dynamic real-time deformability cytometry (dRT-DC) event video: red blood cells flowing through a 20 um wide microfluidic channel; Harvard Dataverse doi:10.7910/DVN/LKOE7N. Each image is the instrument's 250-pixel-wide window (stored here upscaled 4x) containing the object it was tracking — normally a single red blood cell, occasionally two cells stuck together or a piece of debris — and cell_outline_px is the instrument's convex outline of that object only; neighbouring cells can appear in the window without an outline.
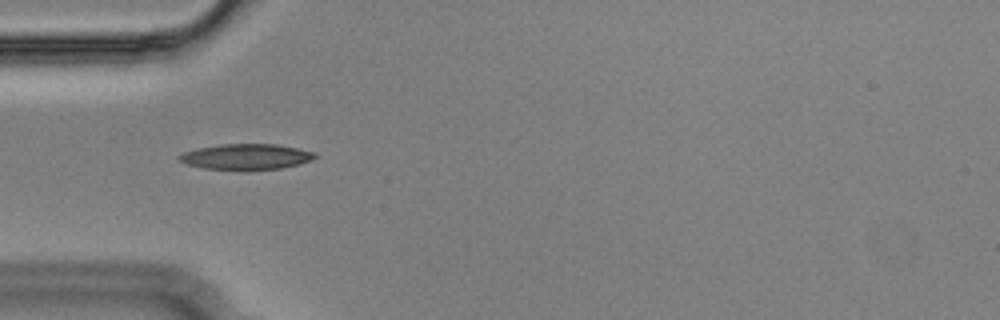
{"species": "Egyptian fruit bat (a non-hibernating species)", "species_latin": "Rousettus aegyptiacus", "temperature_condition": "cold", "stored_images_in_passage": 40, "camera_frame_rate_fps": 3000, "um_per_image_px": 0.085, "animal": {"sex": "male"}, "frame": {"image": 1, "passage_image": 2, "time_ms": 0.333, "image_size_px": [1000, 320], "cell_outline_px": [[316, 156], [312, 160], [300, 164], [280, 168], [204, 168], [188, 164], [180, 160], [176, 156], [184, 152], [200, 148], [220, 144], [276, 144], [316, 152]], "centroid_in_image_um": [20.96, 13.29], "position_along_channel_um": 64.0, "area_um2": 19.59}}
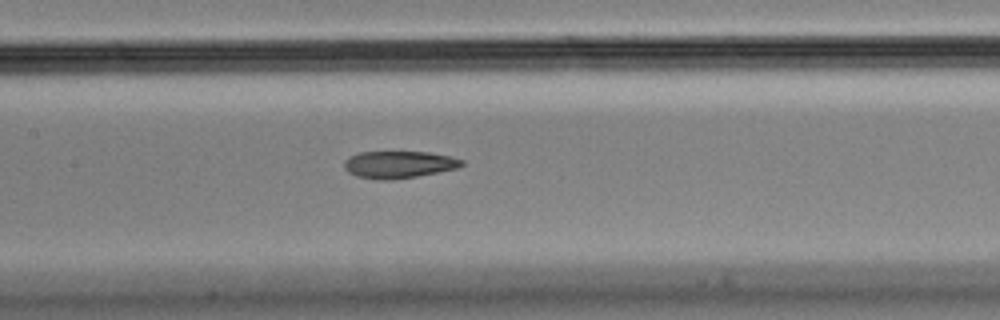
{"frame": {"image": 2, "passage_image": 11, "time_ms": 3.333, "image_size_px": [1000, 320], "cell_outline_px": [[464, 164], [456, 168], [416, 176], [388, 180], [380, 180], [356, 176], [348, 172], [344, 168], [344, 160], [348, 156], [360, 152], [428, 152], [452, 156], [464, 160]], "centroid_in_image_um": [33.87, 13.97], "position_along_channel_um": 173.5, "area_um2": 18.55}}
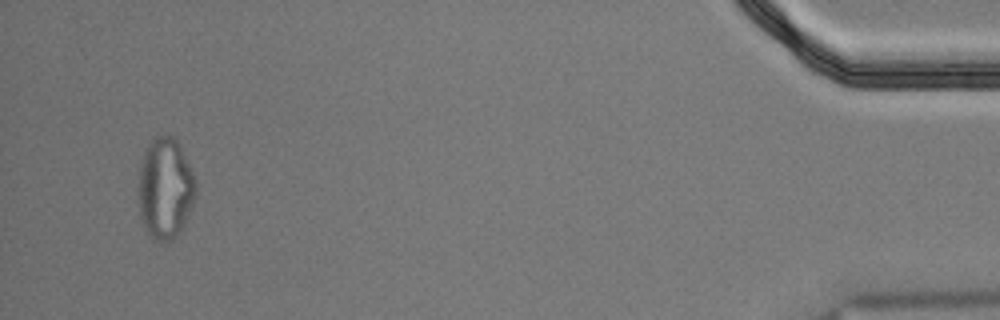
{"frame": {"image": 3, "passage_image": 38, "time_ms": 12.333, "image_size_px": [1000, 320], "cell_outline_px": [[196, 196], [188, 216], [180, 232], [172, 240], [156, 240], [148, 236], [140, 212], [140, 168], [144, 152], [148, 144], [156, 136], [164, 132], [172, 136], [180, 144], [196, 180]], "centroid_in_image_um": [14.08, 15.98], "position_along_channel_um": 421.1, "area_um2": 33.64}, "authors_computed_cell_mechanics": {"area_um2": 19.5364, "velocity_mm_per_s": 3.6342, "shape_relaxation_time_tau1_ms": null, "shape_relaxation_time_tau2_ms": 5.3813, "deformation_change_tau1": null, "deformation_change_tau2": 0.1612}}